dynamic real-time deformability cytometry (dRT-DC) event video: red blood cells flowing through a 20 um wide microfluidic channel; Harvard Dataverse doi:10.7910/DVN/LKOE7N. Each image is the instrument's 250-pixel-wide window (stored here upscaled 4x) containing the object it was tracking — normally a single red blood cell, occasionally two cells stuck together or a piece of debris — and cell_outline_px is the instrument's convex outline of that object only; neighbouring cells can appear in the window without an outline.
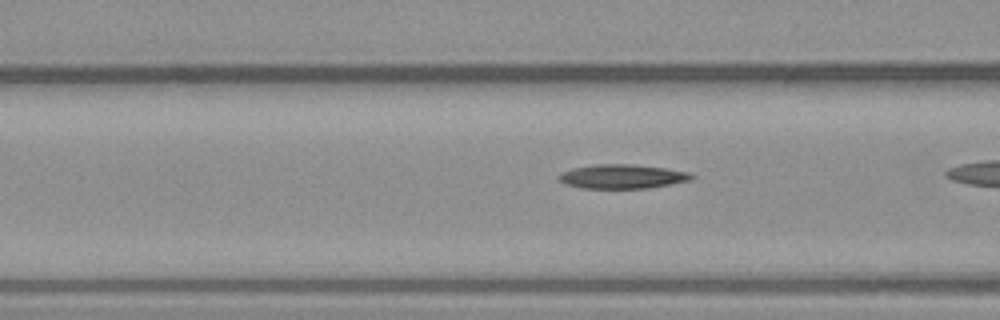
{"species": "common noctule bat (a hibernating species)", "species_latin": "Nyctalus noctula", "temperature_condition": "warm", "stored_images_in_passage": 39, "camera_frame_rate_fps": 3000, "um_per_image_px": 0.085, "animal": {"sex": "male", "body_mass_g": 23.1, "forearm_length_mm": 52.7}, "frame": {"image": 1, "passage_image": 18, "time_ms": 5.667, "image_size_px": [1000, 320], "cell_outline_px": [[696, 176], [692, 180], [672, 184], [648, 188], [580, 188], [564, 184], [556, 180], [556, 176], [560, 172], [572, 168], [596, 164], [632, 164], [668, 168], [692, 172]], "centroid_in_image_um": [52.89, 15.0], "position_along_channel_um": 113.7, "area_um2": 19.19}}
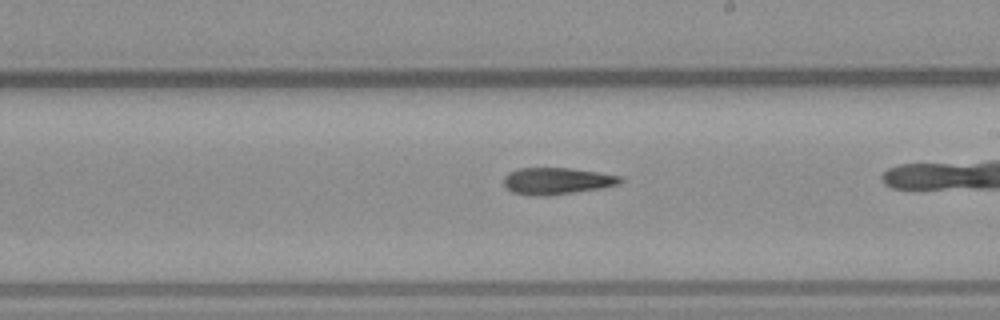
{"frame": {"image": 2, "passage_image": 28, "time_ms": 9.0, "image_size_px": [1000, 320], "cell_outline_px": [[624, 180], [620, 184], [600, 188], [548, 196], [536, 196], [512, 192], [504, 184], [504, 176], [508, 172], [520, 168], [568, 168], [624, 176]], "centroid_in_image_um": [47.35, 15.38], "position_along_channel_um": 241.6, "area_um2": 18.15}}
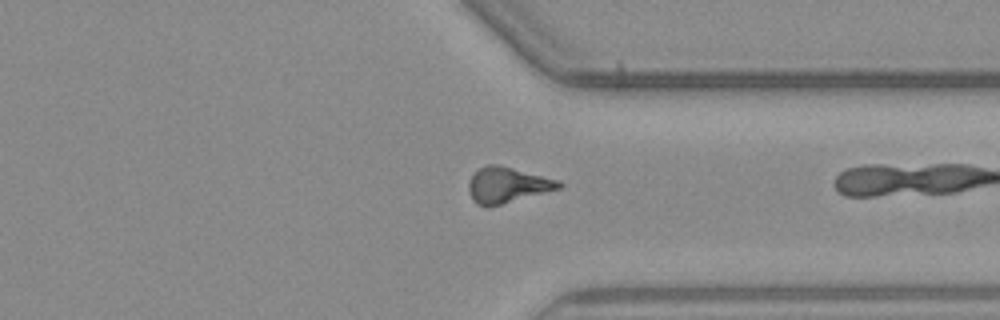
{"frame": {"image": 3, "passage_image": 38, "time_ms": 12.333, "image_size_px": [1000, 320], "cell_outline_px": [[564, 184], [560, 188], [488, 208], [476, 204], [472, 200], [468, 192], [468, 180], [480, 168], [488, 164], [496, 164], [560, 180]], "centroid_in_image_um": [43.09, 15.75], "position_along_channel_um": 368.3, "area_um2": 18.79}}